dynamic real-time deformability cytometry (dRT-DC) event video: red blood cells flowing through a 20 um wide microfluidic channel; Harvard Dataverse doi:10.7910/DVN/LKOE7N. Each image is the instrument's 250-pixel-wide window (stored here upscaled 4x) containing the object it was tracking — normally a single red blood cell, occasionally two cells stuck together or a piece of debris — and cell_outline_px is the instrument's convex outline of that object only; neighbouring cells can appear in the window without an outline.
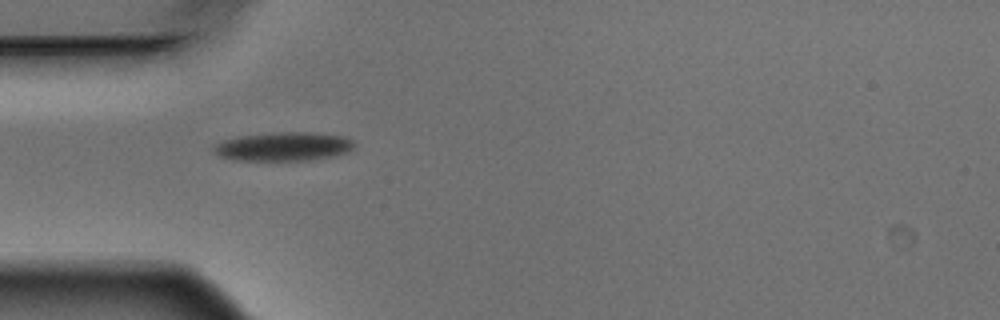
{"species": "Egyptian fruit bat (a non-hibernating species)", "species_latin": "Rousettus aegyptiacus", "temperature_condition": "warm", "stored_images_in_passage": 1, "camera_frame_rate_fps": 3000, "um_per_image_px": 0.085, "animal": {"sex": "male"}, "frame": {"image": 1, "passage_image": 1, "time_ms": 0.0, "image_size_px": [1000, 320], "cell_outline_px": [[356, 144], [348, 152], [336, 156], [312, 160], [232, 160], [216, 156], [212, 152], [212, 148], [220, 140], [240, 136], [280, 132], [308, 132], [344, 136], [352, 140]], "centroid_in_image_um": [24.06, 12.46], "position_along_channel_um": 60.9, "area_um2": 23.87}}